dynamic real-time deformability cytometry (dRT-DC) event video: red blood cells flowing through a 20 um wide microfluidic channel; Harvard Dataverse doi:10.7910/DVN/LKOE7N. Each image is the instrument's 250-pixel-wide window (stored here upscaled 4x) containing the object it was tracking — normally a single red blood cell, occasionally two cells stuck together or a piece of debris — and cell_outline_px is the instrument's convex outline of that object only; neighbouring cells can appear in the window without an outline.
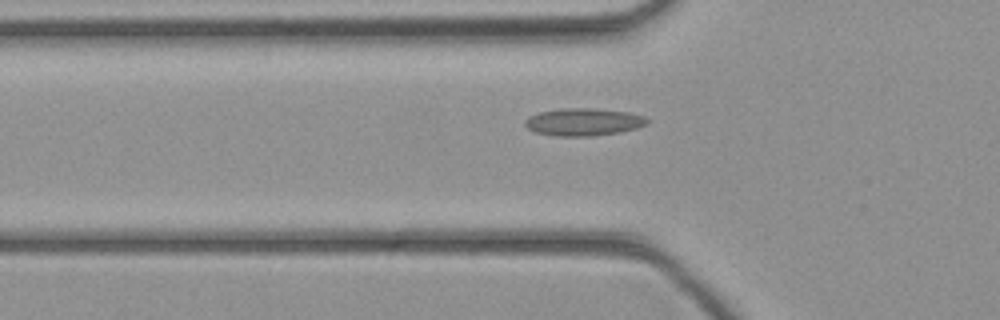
{"species": "common noctule bat (a hibernating species)", "species_latin": "Nyctalus noctula", "temperature_condition": "cold", "stored_images_in_passage": 44, "camera_frame_rate_fps": 3000, "um_per_image_px": 0.085, "animal": {"sex": "female", "body_mass_g": 21.9}, "frame": {"image": 1, "passage_image": 15, "time_ms": 4.667, "image_size_px": [1000, 320], "cell_outline_px": [[648, 124], [636, 128], [620, 132], [592, 136], [556, 136], [536, 132], [528, 128], [524, 124], [524, 120], [528, 116], [540, 112], [560, 108], [596, 108], [628, 112], [644, 116], [648, 120]], "centroid_in_image_um": [49.59, 10.36], "position_along_channel_um": 76.2, "area_um2": 19.65}}
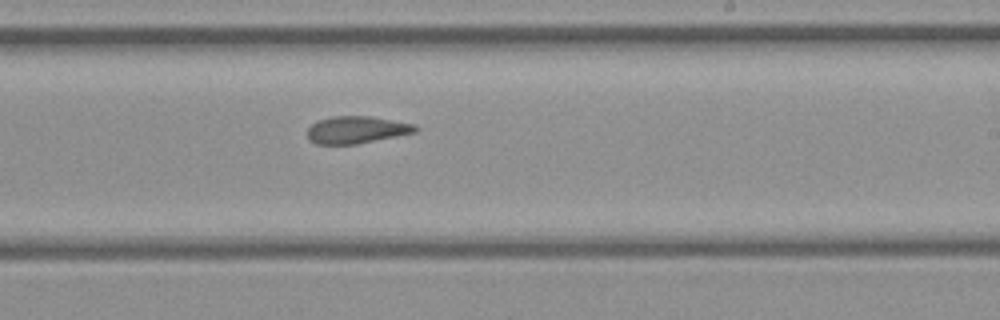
{"frame": {"image": 2, "passage_image": 27, "time_ms": 8.667, "image_size_px": [1000, 320], "cell_outline_px": [[420, 128], [416, 132], [356, 144], [316, 144], [308, 140], [308, 128], [312, 124], [320, 120], [332, 116], [368, 116], [416, 124]], "centroid_in_image_um": [30.32, 11.03], "position_along_channel_um": 258.7, "area_um2": 17.05}}
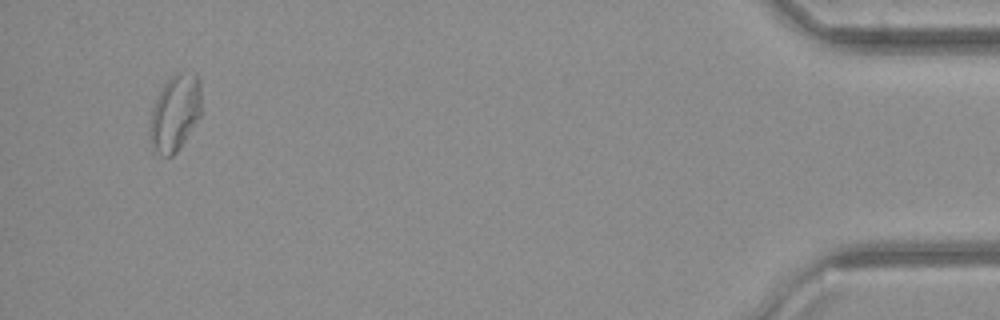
{"frame": {"image": 3, "passage_image": 43, "time_ms": 14.0, "image_size_px": [1000, 320], "cell_outline_px": [[200, 116], [176, 152], [172, 156], [160, 156], [152, 148], [148, 132], [148, 128], [152, 108], [156, 96], [164, 84], [176, 72], [196, 72], [200, 80]], "centroid_in_image_um": [14.84, 9.58], "position_along_channel_um": 420.4, "area_um2": 23.12}}